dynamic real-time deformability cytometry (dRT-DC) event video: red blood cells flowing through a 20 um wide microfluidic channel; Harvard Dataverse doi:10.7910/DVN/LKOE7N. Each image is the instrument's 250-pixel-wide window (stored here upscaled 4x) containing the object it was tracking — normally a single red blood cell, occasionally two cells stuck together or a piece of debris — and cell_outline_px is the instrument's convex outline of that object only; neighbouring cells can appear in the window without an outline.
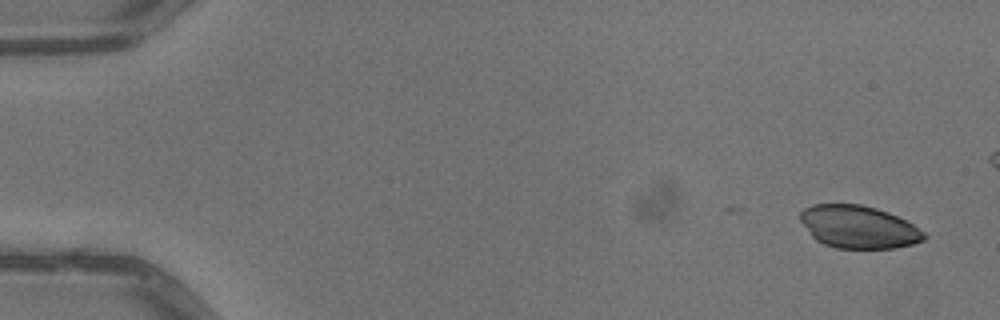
{"species": "common noctule bat (a hibernating species)", "species_latin": "Nyctalus noctula", "temperature_condition": "warm", "stored_images_in_passage": 6, "camera_frame_rate_fps": 3000, "um_per_image_px": 0.085, "animal": {"sex": "male", "body_mass_g": 13.3}, "frame": {"image": 1, "passage_image": 1, "time_ms": 0.0, "image_size_px": [1000, 320], "cell_outline_px": [[928, 236], [924, 240], [912, 244], [896, 248], [836, 248], [824, 244], [816, 240], [812, 236], [800, 220], [800, 212], [804, 208], [812, 204], [860, 204], [876, 208], [888, 212], [912, 224], [924, 232]], "centroid_in_image_um": [72.97, 19.29], "position_along_channel_um": 12.0, "area_um2": 30.69}}
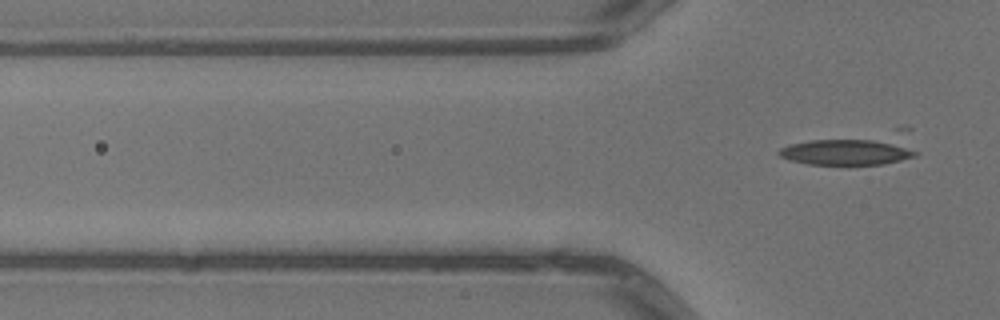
{"frame": {"image": 2, "passage_image": 6, "time_ms": 1.667, "image_size_px": [1000, 320], "cell_outline_px": [[920, 152], [916, 156], [884, 164], [808, 164], [788, 160], [780, 156], [776, 152], [780, 148], [788, 144], [812, 140], [872, 140], [896, 144]], "centroid_in_image_um": [71.85, 12.94], "position_along_channel_um": 54.0, "area_um2": 20.11}}